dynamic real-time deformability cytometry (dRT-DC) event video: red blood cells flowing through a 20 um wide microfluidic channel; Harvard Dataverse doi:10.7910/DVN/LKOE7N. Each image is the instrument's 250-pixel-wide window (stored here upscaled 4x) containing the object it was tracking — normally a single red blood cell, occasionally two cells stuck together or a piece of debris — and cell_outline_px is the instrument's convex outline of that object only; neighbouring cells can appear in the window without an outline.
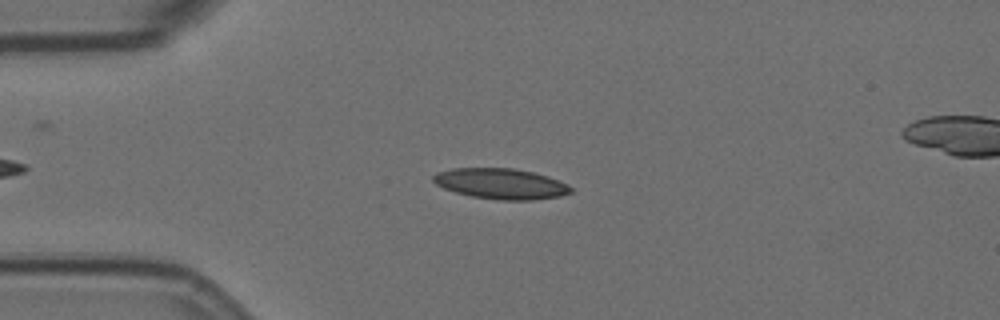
{"species": "Egyptian fruit bat (a non-hibernating species)", "species_latin": "Rousettus aegyptiacus", "temperature_condition": "room temperature", "stored_images_in_passage": 50, "camera_frame_rate_fps": 3000, "um_per_image_px": 0.085, "animal": {"sex": "female"}, "frame": {"image": 1, "passage_image": 12, "time_ms": 3.667, "image_size_px": [1000, 320], "cell_outline_px": [[572, 192], [560, 196], [532, 200], [496, 200], [472, 196], [456, 192], [444, 188], [436, 184], [432, 180], [432, 176], [436, 172], [452, 168], [512, 168], [532, 172], [548, 176], [568, 184], [572, 188]], "centroid_in_image_um": [42.57, 15.61], "position_along_channel_um": 42.4, "area_um2": 24.57}}
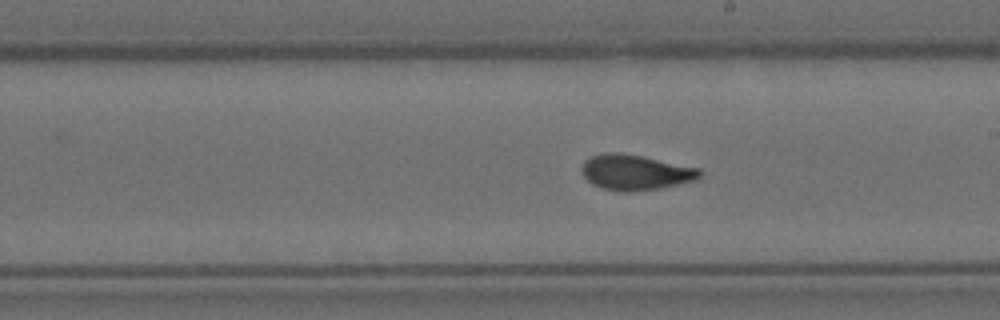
{"frame": {"image": 2, "passage_image": 30, "time_ms": 9.667, "image_size_px": [1000, 320], "cell_outline_px": [[704, 172], [696, 180], [660, 188], [628, 192], [620, 192], [600, 188], [592, 184], [584, 176], [580, 168], [584, 160], [592, 156], [604, 152], [620, 152], [644, 156], [700, 168]], "centroid_in_image_um": [54.0, 14.64], "position_along_channel_um": 235.0, "area_um2": 24.68}}
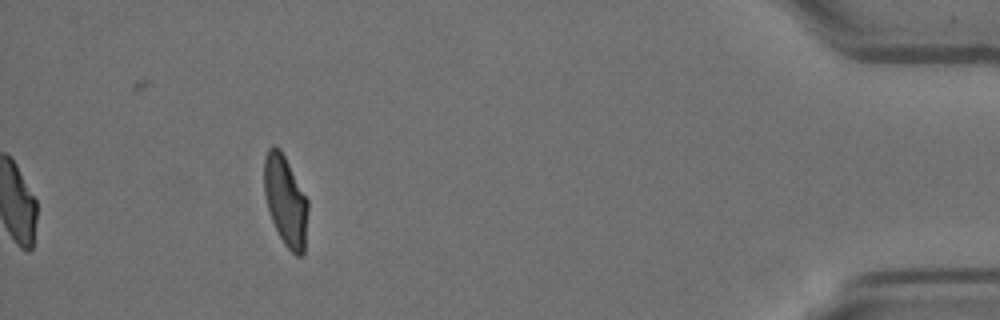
{"frame": {"image": 3, "passage_image": 50, "time_ms": 16.333, "image_size_px": [1000, 320], "cell_outline_px": [[308, 208], [304, 252], [300, 256], [296, 256], [284, 244], [272, 220], [268, 208], [264, 192], [264, 156], [268, 148], [272, 144], [276, 144], [280, 148], [308, 200]], "centroid_in_image_um": [24.26, 17.03], "position_along_channel_um": 410.9, "area_um2": 22.95}, "authors_computed_cell_mechanics": {"area_um2": 23.6402, "velocity_mm_per_s": 3.5624, "shape_relaxation_time_tau1_ms": 5.2176, "shape_relaxation_time_tau2_ms": 1.1268, "deformation_change_tau1": 0.1626, "deformation_change_tau2": 0.0641}}